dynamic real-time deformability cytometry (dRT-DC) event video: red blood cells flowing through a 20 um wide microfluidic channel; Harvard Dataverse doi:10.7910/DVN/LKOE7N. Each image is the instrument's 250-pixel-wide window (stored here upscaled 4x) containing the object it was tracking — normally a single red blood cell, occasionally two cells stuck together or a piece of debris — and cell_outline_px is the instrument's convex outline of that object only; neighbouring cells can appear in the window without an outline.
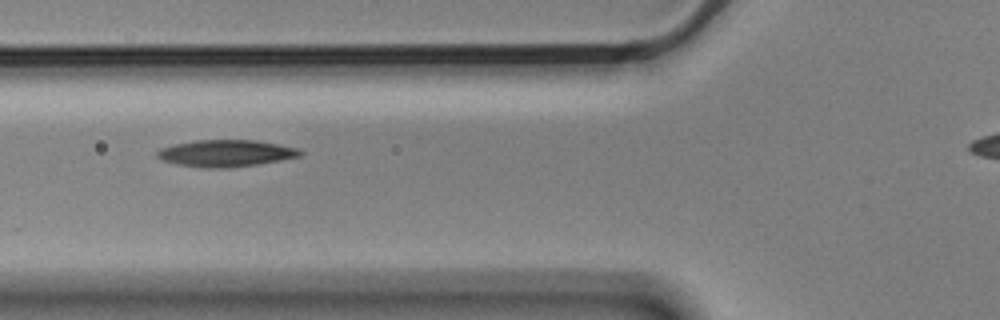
{"species": "Egyptian fruit bat (a non-hibernating species)", "species_latin": "Rousettus aegyptiacus", "temperature_condition": "cold", "stored_images_in_passage": 7, "segment_of_instrument_passage": [1, 2], "camera_frame_rate_fps": 3000, "um_per_image_px": 0.085, "animal": {"sex": "male"}, "frame": {"image": 1, "passage_image": 3, "time_ms": 0.667, "image_size_px": [1000, 320], "cell_outline_px": [[304, 152], [300, 156], [280, 160], [256, 164], [224, 168], [204, 168], [176, 164], [160, 160], [156, 156], [156, 152], [160, 148], [176, 144], [196, 140], [256, 140], [300, 148]], "centroid_in_image_um": [19.19, 13.02], "position_along_channel_um": 106.6, "area_um2": 22.37}}
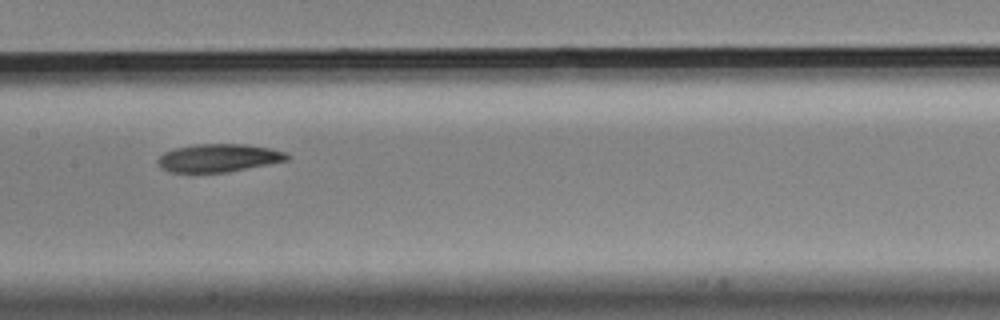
{"frame": {"image": 2, "passage_image": 5, "time_ms": 1.333, "image_size_px": [1000, 320], "cell_outline_px": [[292, 156], [288, 160], [228, 172], [168, 172], [160, 168], [156, 164], [156, 160], [164, 152], [176, 148], [196, 144], [244, 144], [268, 148], [288, 152]], "centroid_in_image_um": [18.57, 13.43], "position_along_channel_um": 188.8, "area_um2": 21.21}}
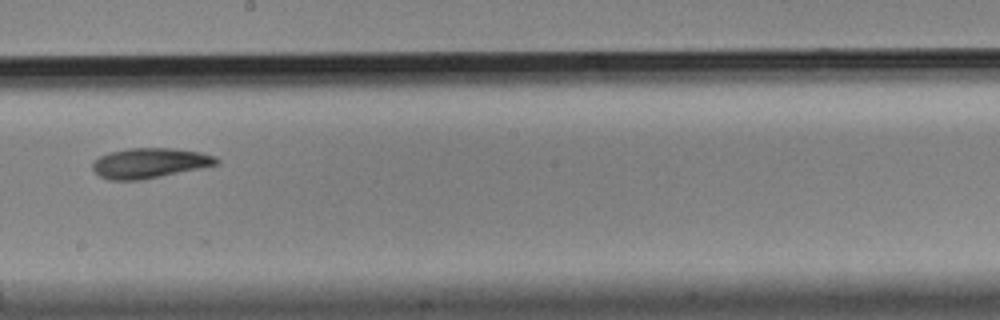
{"frame": {"image": 3, "passage_image": 6, "time_ms": 1.667, "image_size_px": [1000, 320], "cell_outline_px": [[220, 164], [140, 180], [108, 180], [100, 176], [92, 168], [92, 164], [100, 156], [108, 152], [128, 148], [172, 148], [200, 152], [216, 156], [220, 160]], "centroid_in_image_um": [12.73, 13.85], "position_along_channel_um": 235.5, "area_um2": 21.68}}